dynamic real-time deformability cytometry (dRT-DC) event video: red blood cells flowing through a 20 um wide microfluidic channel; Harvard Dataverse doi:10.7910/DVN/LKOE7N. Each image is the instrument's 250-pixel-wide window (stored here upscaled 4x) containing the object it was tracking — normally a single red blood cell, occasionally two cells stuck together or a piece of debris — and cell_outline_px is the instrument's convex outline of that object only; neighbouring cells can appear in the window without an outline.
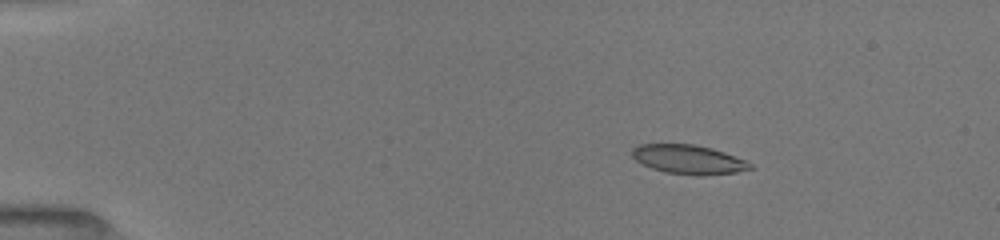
{"species": "common noctule bat (a hibernating species)", "species_latin": "Nyctalus noctula", "temperature_condition": "room temperature", "stored_images_in_passage": 8, "camera_frame_rate_fps": 3000, "um_per_image_px": 0.085, "animal": {"sex": "female", "body_mass_g": 19.5, "forearm_length_mm": 54.1}, "frame": {"image": 1, "passage_image": 4, "time_ms": 2.667, "image_size_px": [1000, 240], "cell_outline_px": [[756, 168], [736, 172], [704, 176], [700, 176], [664, 172], [652, 168], [636, 160], [632, 156], [632, 148], [640, 144], [696, 144], [712, 148], [724, 152], [744, 160], [752, 164]], "centroid_in_image_um": [58.55, 13.56], "position_along_channel_um": 26.5, "area_um2": 20.11}}
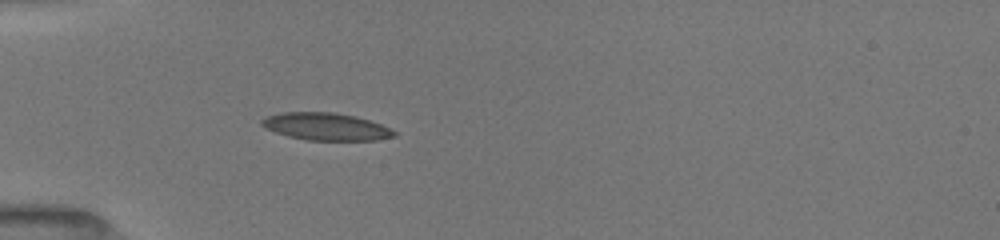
{"frame": {"image": 2, "passage_image": 8, "time_ms": 5.333, "image_size_px": [1000, 240], "cell_outline_px": [[396, 136], [376, 140], [308, 140], [288, 136], [264, 128], [260, 124], [260, 120], [268, 116], [280, 112], [332, 112], [356, 116], [380, 124], [396, 132]], "centroid_in_image_um": [27.67, 10.75], "position_along_channel_um": 57.3, "area_um2": 21.04}}